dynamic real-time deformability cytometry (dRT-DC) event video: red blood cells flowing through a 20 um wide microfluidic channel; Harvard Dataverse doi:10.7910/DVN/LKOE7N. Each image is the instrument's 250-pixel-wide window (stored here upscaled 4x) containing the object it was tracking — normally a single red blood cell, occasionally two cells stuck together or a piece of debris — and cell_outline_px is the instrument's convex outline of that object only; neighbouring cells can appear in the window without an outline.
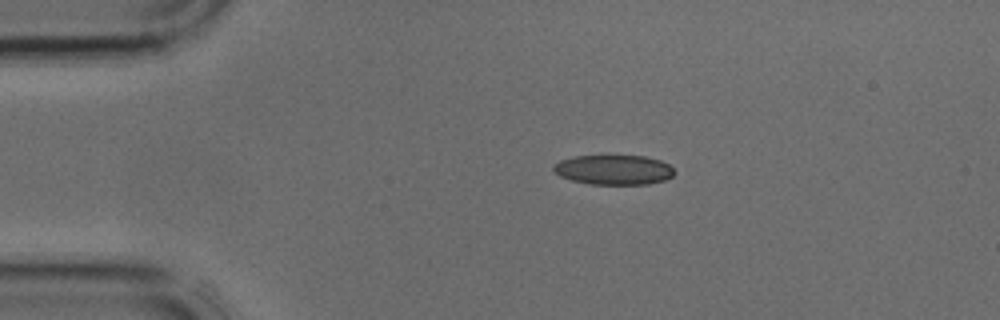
{"species": "common noctule bat (a hibernating species)", "species_latin": "Nyctalus noctula", "temperature_condition": "cold", "stored_images_in_passage": 2, "camera_frame_rate_fps": 3000, "um_per_image_px": 0.085, "animal": {"sex": "male", "body_mass_g": 17.9, "forearm_length_mm": 54.2}, "frame": {"image": 1, "passage_image": 2, "time_ms": 0.333, "image_size_px": [1000, 320], "cell_outline_px": [[676, 172], [672, 176], [664, 180], [648, 184], [588, 184], [572, 180], [560, 176], [552, 172], [552, 164], [560, 160], [576, 156], [612, 152], [644, 156], [660, 160], [668, 164]], "centroid_in_image_um": [52.12, 14.38], "position_along_channel_um": 32.9, "area_um2": 22.02}}